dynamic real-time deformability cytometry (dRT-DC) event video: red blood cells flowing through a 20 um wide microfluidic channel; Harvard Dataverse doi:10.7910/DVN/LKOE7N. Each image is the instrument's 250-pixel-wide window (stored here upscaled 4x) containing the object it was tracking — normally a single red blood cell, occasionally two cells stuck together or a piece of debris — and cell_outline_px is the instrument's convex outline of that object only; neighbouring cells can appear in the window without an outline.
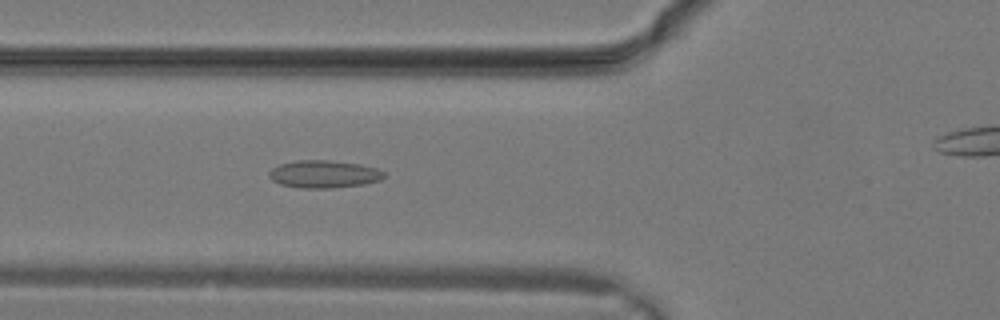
{"species": "common noctule bat (a hibernating species)", "species_latin": "Nyctalus noctula", "temperature_condition": "warm", "stored_images_in_passage": 10, "camera_frame_rate_fps": 3000, "um_per_image_px": 0.085, "animal": {"sex": "male", "body_mass_g": 19.2, "forearm_length_mm": 51.8}, "frame": {"image": 1, "passage_image": 9, "time_ms": 2.667, "image_size_px": [1000, 320], "cell_outline_px": [[384, 176], [380, 180], [364, 184], [328, 188], [300, 188], [280, 184], [272, 180], [268, 176], [268, 172], [272, 168], [280, 164], [296, 160], [328, 160], [360, 164], [376, 168], [384, 172]], "centroid_in_image_um": [27.5, 14.8], "position_along_channel_um": 98.3, "area_um2": 18.44}}